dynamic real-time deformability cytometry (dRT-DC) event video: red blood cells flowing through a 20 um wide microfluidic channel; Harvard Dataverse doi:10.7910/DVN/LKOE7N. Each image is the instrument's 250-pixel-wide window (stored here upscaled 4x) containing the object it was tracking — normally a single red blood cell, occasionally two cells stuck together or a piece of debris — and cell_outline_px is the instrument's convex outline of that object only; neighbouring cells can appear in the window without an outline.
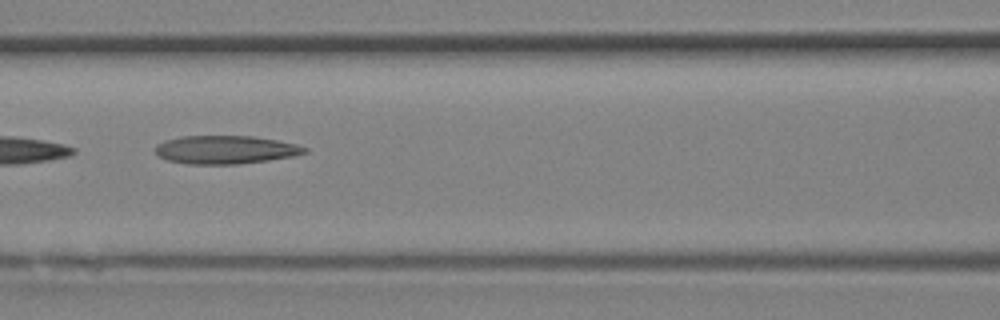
{"species": "Egyptian fruit bat (a non-hibernating species)", "species_latin": "Rousettus aegyptiacus", "temperature_condition": "room temperature", "stored_images_in_passage": 23, "camera_frame_rate_fps": 3000, "um_per_image_px": 0.085, "animal": {"sex": "female"}, "frame": {"image": 1, "passage_image": 7, "time_ms": 2.0, "image_size_px": [1000, 320], "cell_outline_px": [[308, 152], [292, 156], [268, 160], [236, 164], [188, 164], [168, 160], [160, 156], [156, 152], [156, 144], [164, 140], [180, 136], [252, 136], [276, 140], [296, 144], [308, 148]], "centroid_in_image_um": [19.16, 12.72], "position_along_channel_um": 147.4, "area_um2": 24.51}}
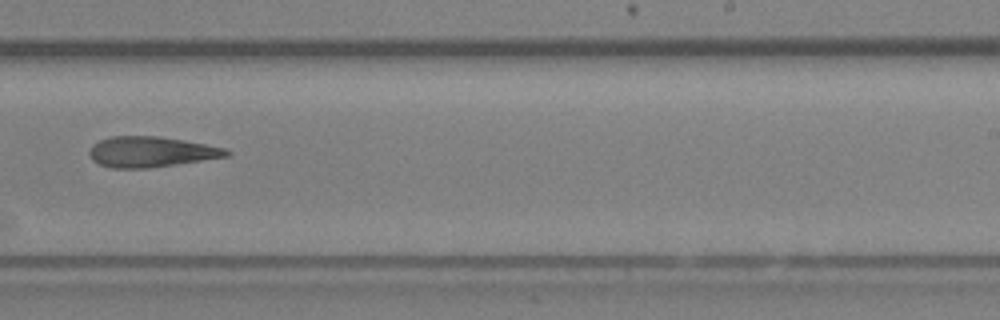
{"frame": {"image": 2, "passage_image": 13, "time_ms": 4.0, "image_size_px": [1000, 320], "cell_outline_px": [[232, 152], [228, 156], [148, 168], [112, 168], [100, 164], [92, 160], [88, 152], [92, 144], [108, 136], [160, 136], [184, 140], [228, 148]], "centroid_in_image_um": [12.83, 12.89], "position_along_channel_um": 276.2, "area_um2": 24.45}}